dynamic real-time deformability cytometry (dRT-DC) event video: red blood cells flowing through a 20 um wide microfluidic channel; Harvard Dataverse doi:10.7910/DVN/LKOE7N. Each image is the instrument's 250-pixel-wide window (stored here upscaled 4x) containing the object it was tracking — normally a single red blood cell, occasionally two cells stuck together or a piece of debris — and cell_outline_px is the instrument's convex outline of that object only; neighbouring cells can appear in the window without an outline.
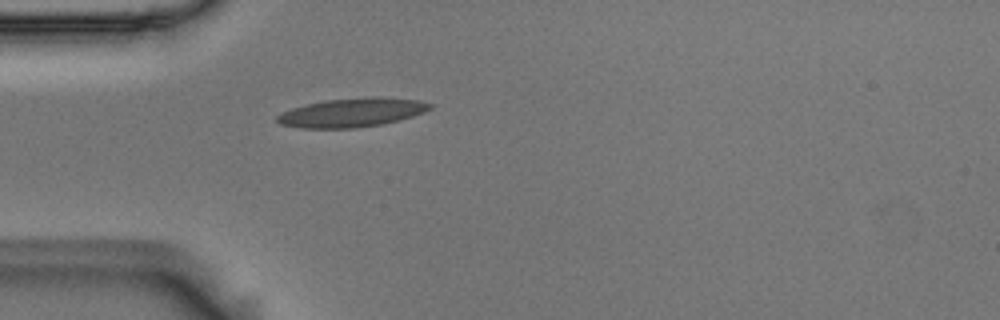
{"species": "Egyptian fruit bat (a non-hibernating species)", "species_latin": "Rousettus aegyptiacus", "temperature_condition": "room temperature", "stored_images_in_passage": 4, "camera_frame_rate_fps": 3000, "um_per_image_px": 0.085, "animal": {"sex": "male"}, "frame": {"image": 1, "passage_image": 4, "time_ms": 1.0, "image_size_px": [1000, 320], "cell_outline_px": [[432, 108], [424, 112], [412, 116], [380, 124], [356, 128], [300, 128], [280, 124], [276, 120], [276, 116], [280, 112], [292, 108], [324, 100], [364, 96], [380, 96], [416, 100], [432, 104]], "centroid_in_image_um": [29.88, 9.55], "position_along_channel_um": 55.1, "area_um2": 25.78}}